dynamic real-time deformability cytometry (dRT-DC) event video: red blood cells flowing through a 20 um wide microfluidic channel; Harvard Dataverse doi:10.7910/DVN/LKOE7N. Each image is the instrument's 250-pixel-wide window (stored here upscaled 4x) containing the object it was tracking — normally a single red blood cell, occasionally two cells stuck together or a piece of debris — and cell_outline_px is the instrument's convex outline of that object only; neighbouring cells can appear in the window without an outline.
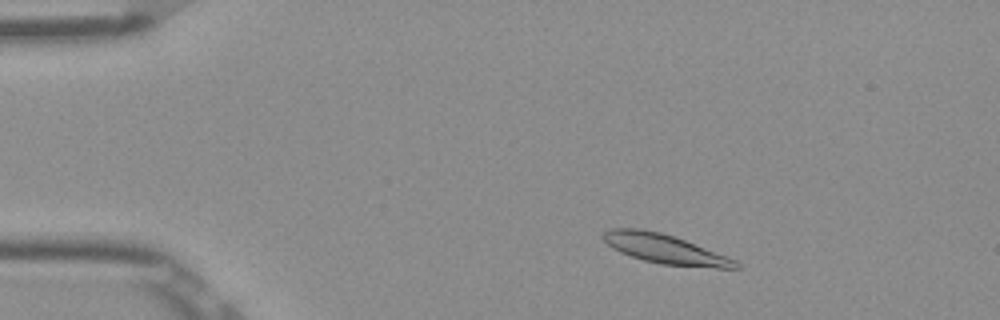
{"species": "Egyptian fruit bat (a non-hibernating species)", "species_latin": "Rousettus aegyptiacus", "temperature_condition": "room temperature", "stored_images_in_passage": 50, "camera_frame_rate_fps": 3000, "um_per_image_px": 0.085, "frame": {"image": 1, "passage_image": 6, "time_ms": 1.667, "image_size_px": [1000, 320], "cell_outline_px": [[740, 268], [716, 268], [660, 264], [644, 260], [620, 252], [612, 248], [600, 236], [608, 228], [640, 228], [660, 232], [684, 240], [736, 260], [740, 264]], "centroid_in_image_um": [56.47, 21.16], "position_along_channel_um": 28.5, "area_um2": 22.43}}
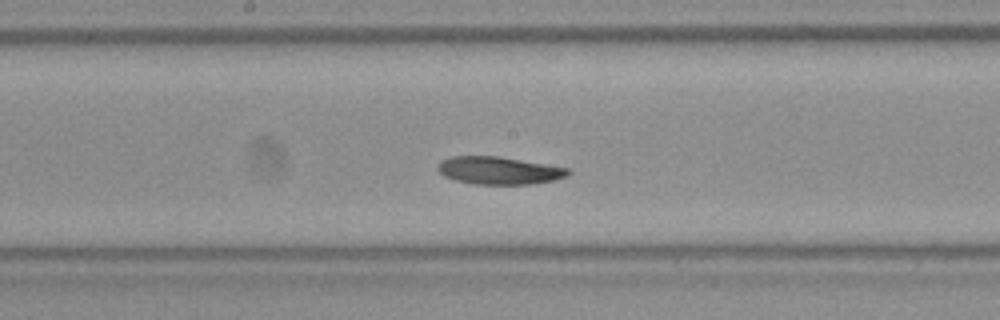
{"frame": {"image": 2, "passage_image": 25, "time_ms": 8.0, "image_size_px": [1000, 320], "cell_outline_px": [[572, 172], [568, 176], [552, 180], [532, 184], [476, 184], [456, 180], [444, 176], [436, 168], [440, 160], [452, 156], [500, 156], [568, 168]], "centroid_in_image_um": [42.4, 14.48], "position_along_channel_um": 205.8, "area_um2": 20.98}}
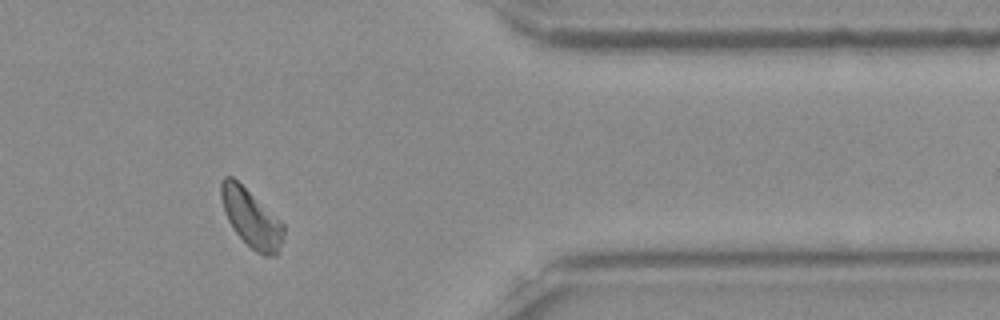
{"frame": {"image": 3, "passage_image": 41, "time_ms": 13.333, "image_size_px": [1000, 320], "cell_outline_px": [[284, 232], [276, 256], [264, 256], [256, 252], [236, 232], [228, 220], [224, 212], [220, 196], [220, 180], [224, 176], [232, 176], [280, 220], [284, 224]], "centroid_in_image_um": [21.32, 18.53], "position_along_channel_um": 390.1, "area_um2": 20.75}, "authors_computed_cell_mechanics": {"area_um2": 21.386, "velocity_mm_per_s": 3.8406, "shape_relaxation_time_tau1_ms": 5.9313, "shape_relaxation_time_tau2_ms": null, "deformation_change_tau1": 0.162, "deformation_change_tau2": null}}